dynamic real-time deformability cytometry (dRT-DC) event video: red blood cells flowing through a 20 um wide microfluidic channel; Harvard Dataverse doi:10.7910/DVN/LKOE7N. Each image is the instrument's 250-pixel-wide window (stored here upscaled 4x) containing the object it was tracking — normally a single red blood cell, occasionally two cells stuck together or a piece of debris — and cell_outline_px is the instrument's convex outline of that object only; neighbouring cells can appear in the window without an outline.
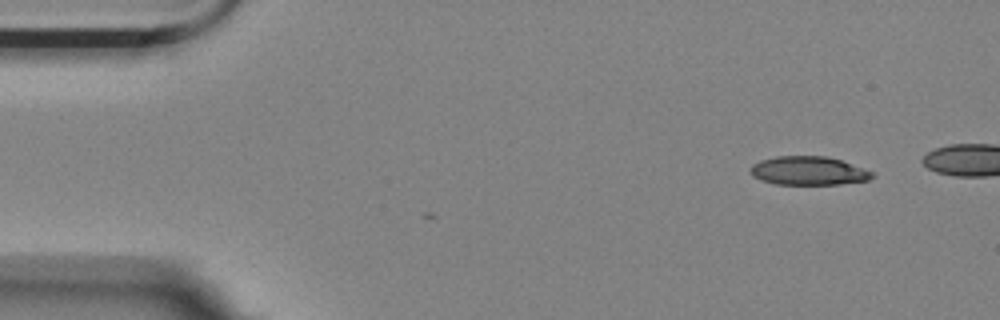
{"species": "Egyptian fruit bat (a non-hibernating species)", "species_latin": "Rousettus aegyptiacus", "temperature_condition": "room temperature", "stored_images_in_passage": 3, "camera_frame_rate_fps": 3000, "um_per_image_px": 0.085, "animal": {"sex": "female"}, "frame": {"image": 1, "passage_image": 1, "time_ms": 0.0, "image_size_px": [1000, 320], "cell_outline_px": [[872, 176], [868, 180], [840, 184], [776, 184], [760, 180], [752, 176], [752, 164], [760, 160], [776, 156], [828, 156], [840, 160], [872, 172]], "centroid_in_image_um": [68.67, 14.51], "position_along_channel_um": 16.3, "area_um2": 20.06}}